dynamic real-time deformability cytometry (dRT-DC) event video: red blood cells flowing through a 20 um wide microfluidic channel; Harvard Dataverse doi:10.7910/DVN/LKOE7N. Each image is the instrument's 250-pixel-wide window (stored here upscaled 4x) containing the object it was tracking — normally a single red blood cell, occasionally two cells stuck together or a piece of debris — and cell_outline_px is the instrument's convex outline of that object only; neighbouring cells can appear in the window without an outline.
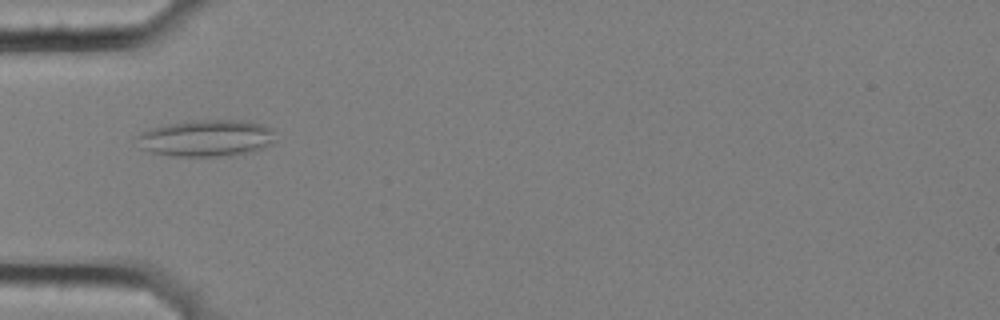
{"species": "common noctule bat (a hibernating species)", "species_latin": "Nyctalus noctula", "temperature_condition": "cold", "stored_images_in_passage": 57, "camera_frame_rate_fps": 3000, "um_per_image_px": 0.085, "animal": {"sex": "female", "body_mass_g": 25.1}, "frame": {"image": 1, "passage_image": 19, "time_ms": 6.0, "image_size_px": [1000, 320], "cell_outline_px": [[276, 140], [272, 144], [264, 148], [252, 152], [232, 156], [172, 156], [152, 152], [140, 148], [132, 136], [140, 132], [152, 128], [184, 120], [240, 120], [264, 124], [272, 128]], "centroid_in_image_um": [17.53, 11.74], "position_along_channel_um": 67.5, "area_um2": 30.35}}
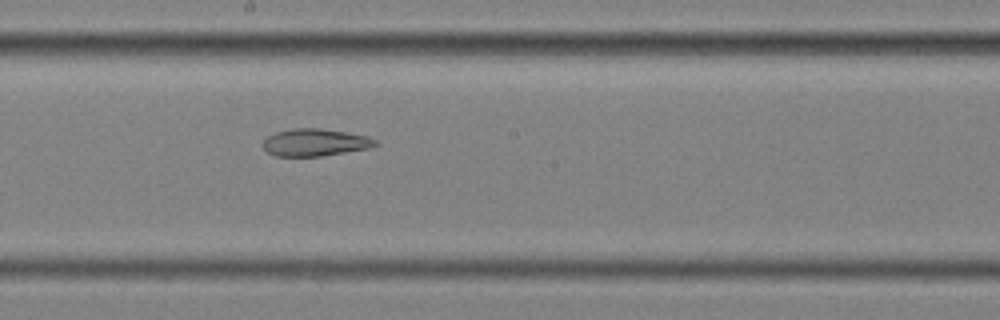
{"frame": {"image": 2, "passage_image": 32, "time_ms": 10.333, "image_size_px": [1000, 320], "cell_outline_px": [[380, 144], [368, 148], [320, 156], [276, 156], [268, 152], [260, 144], [268, 136], [276, 132], [292, 128], [320, 128], [368, 136], [376, 140]], "centroid_in_image_um": [26.76, 12.1], "position_along_channel_um": 221.4, "area_um2": 17.8}}
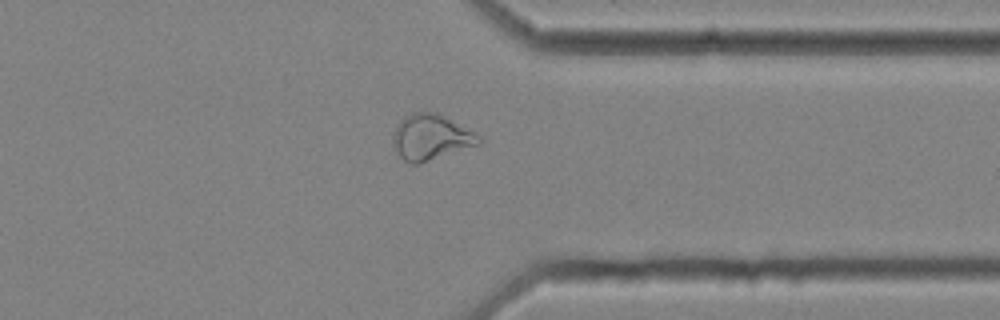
{"frame": {"image": 3, "passage_image": 45, "time_ms": 14.667, "image_size_px": [1000, 320], "cell_outline_px": [[484, 140], [480, 144], [416, 164], [408, 164], [396, 152], [392, 144], [392, 136], [396, 124], [404, 116], [412, 112], [440, 112], [480, 136]], "centroid_in_image_um": [36.6, 11.64], "position_along_channel_um": 374.8, "area_um2": 23.0}, "authors_computed_cell_mechanics": {"area_um2": 25.143, "velocity_mm_per_s": 3.5731, "shape_relaxation_time_tau1_ms": null, "shape_relaxation_time_tau2_ms": 3.5183, "deformation_change_tau1": null, "deformation_change_tau2": 0.1125}}